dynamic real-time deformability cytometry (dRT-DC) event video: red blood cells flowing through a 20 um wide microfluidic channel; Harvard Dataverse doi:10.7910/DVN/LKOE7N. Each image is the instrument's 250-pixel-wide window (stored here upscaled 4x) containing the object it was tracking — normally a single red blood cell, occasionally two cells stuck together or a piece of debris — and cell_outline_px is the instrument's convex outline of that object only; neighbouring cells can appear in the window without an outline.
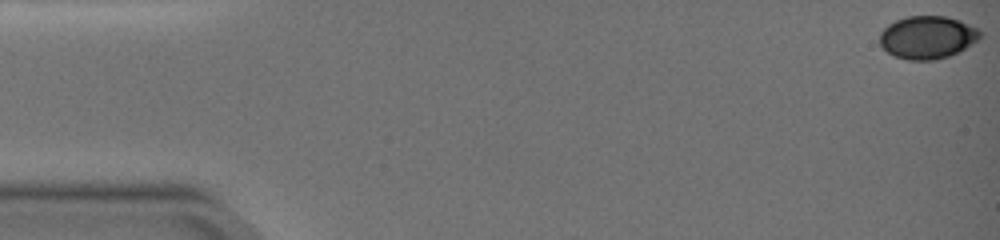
{"species": "common noctule bat (a hibernating species)", "species_latin": "Nyctalus noctula", "temperature_condition": "warm", "stored_images_in_passage": 27, "camera_frame_rate_fps": 3000, "um_per_image_px": 0.085, "animal": {"sex": "female", "body_mass_g": 19.0, "forearm_length_mm": 51.5}, "frame": {"image": 1, "passage_image": 1, "time_ms": 0.0, "image_size_px": [1000, 240], "cell_outline_px": [[980, 36], [972, 44], [948, 56], [936, 60], [908, 60], [896, 56], [888, 52], [880, 44], [880, 32], [888, 24], [896, 20], [908, 16], [944, 16], [960, 20], [980, 28]], "centroid_in_image_um": [78.83, 3.16], "position_along_channel_um": 6.2, "area_um2": 24.91}}
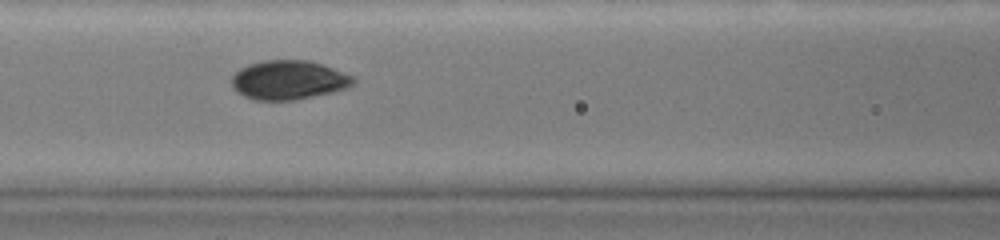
{"frame": {"image": 2, "passage_image": 11, "time_ms": 7.667, "image_size_px": [1000, 240], "cell_outline_px": [[356, 84], [348, 88], [332, 92], [296, 100], [252, 100], [244, 96], [232, 88], [232, 76], [240, 68], [248, 64], [264, 60], [308, 60], [356, 76]], "centroid_in_image_um": [24.56, 6.8], "position_along_channel_um": 142.0, "area_um2": 27.98}}
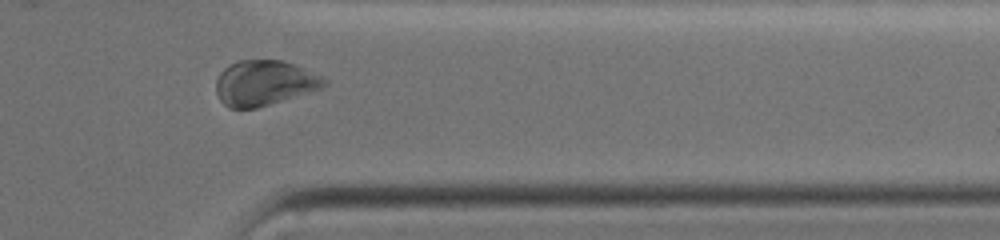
{"frame": {"image": 3, "passage_image": 22, "time_ms": 14.333, "image_size_px": [1000, 240], "cell_outline_px": [[328, 84], [320, 88], [256, 108], [228, 108], [220, 100], [216, 92], [216, 80], [220, 72], [228, 64], [236, 60], [284, 60], [320, 76], [328, 80]], "centroid_in_image_um": [22.41, 7.04], "position_along_channel_um": 389.0, "area_um2": 28.21}, "authors_computed_cell_mechanics": {"area_um2": 27.8018, "velocity_mm_per_s": 3.7059, "shape_relaxation_time_tau1_ms": 1.6441, "shape_relaxation_time_tau2_ms": 1.3458, "deformation_change_tau1": 0.0688, "deformation_change_tau2": 0.0488}}